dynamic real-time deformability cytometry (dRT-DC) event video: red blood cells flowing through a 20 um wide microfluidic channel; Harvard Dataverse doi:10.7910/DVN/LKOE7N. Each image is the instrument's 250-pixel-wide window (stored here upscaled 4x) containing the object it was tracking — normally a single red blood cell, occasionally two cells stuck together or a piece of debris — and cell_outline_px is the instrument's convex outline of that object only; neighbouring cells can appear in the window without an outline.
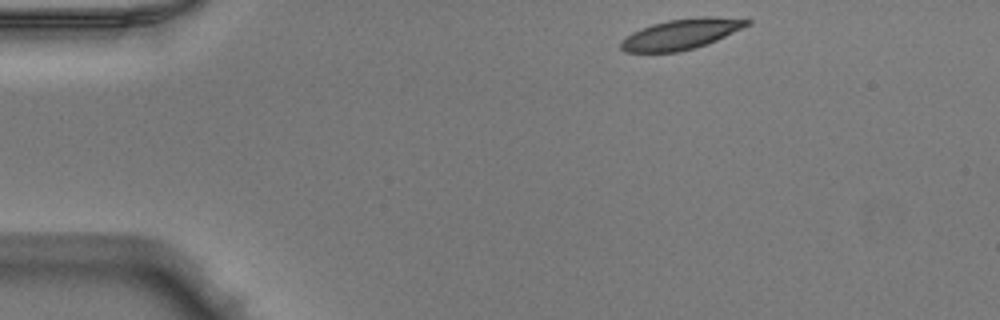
{"species": "Egyptian fruit bat (a non-hibernating species)", "species_latin": "Rousettus aegyptiacus", "temperature_condition": "warm", "stored_images_in_passage": 44, "camera_frame_rate_fps": 3000, "um_per_image_px": 0.085, "animal": {"sex": "male"}, "frame": {"image": 1, "passage_image": 1, "time_ms": 0.0, "image_size_px": [1000, 320], "cell_outline_px": [[752, 24], [716, 40], [680, 52], [624, 52], [620, 48], [620, 40], [624, 36], [640, 28], [652, 24], [668, 20], [700, 16], [716, 16], [752, 20]], "centroid_in_image_um": [57.87, 2.89], "position_along_channel_um": 27.1, "area_um2": 22.48}}
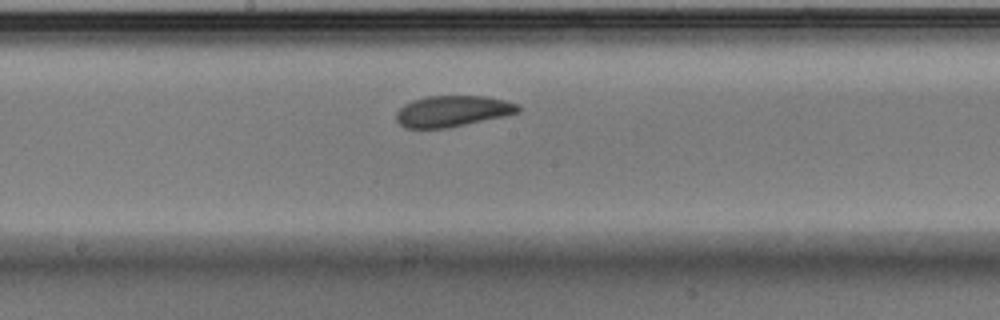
{"frame": {"image": 2, "passage_image": 20, "time_ms": 6.333, "image_size_px": [1000, 320], "cell_outline_px": [[520, 112], [504, 116], [448, 128], [404, 128], [396, 120], [396, 112], [404, 104], [412, 100], [424, 96], [488, 96], [520, 104]], "centroid_in_image_um": [38.46, 9.44], "position_along_channel_um": 209.7, "area_um2": 22.25}}
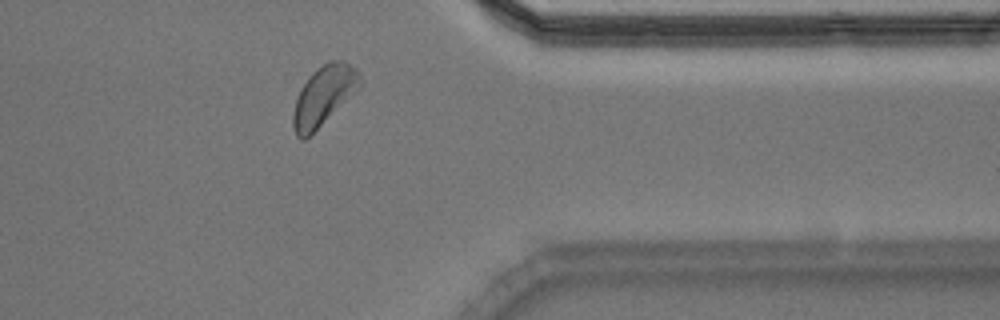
{"frame": {"image": 3, "passage_image": 34, "time_ms": 11.0, "image_size_px": [1000, 320], "cell_outline_px": [[364, 84], [360, 88], [304, 140], [300, 140], [296, 136], [292, 128], [292, 112], [300, 88], [308, 76], [316, 68], [328, 60], [340, 60], [356, 68], [360, 72], [364, 80]], "centroid_in_image_um": [27.52, 8.1], "position_along_channel_um": 383.9, "area_um2": 23.41}, "authors_computed_cell_mechanics": {"area_um2": 22.8888, "velocity_mm_per_s": 3.9548, "shape_relaxation_time_tau1_ms": 2.8904, "shape_relaxation_time_tau2_ms": 3.3878, "deformation_change_tau1": 0.109, "deformation_change_tau2": 0.0877}}